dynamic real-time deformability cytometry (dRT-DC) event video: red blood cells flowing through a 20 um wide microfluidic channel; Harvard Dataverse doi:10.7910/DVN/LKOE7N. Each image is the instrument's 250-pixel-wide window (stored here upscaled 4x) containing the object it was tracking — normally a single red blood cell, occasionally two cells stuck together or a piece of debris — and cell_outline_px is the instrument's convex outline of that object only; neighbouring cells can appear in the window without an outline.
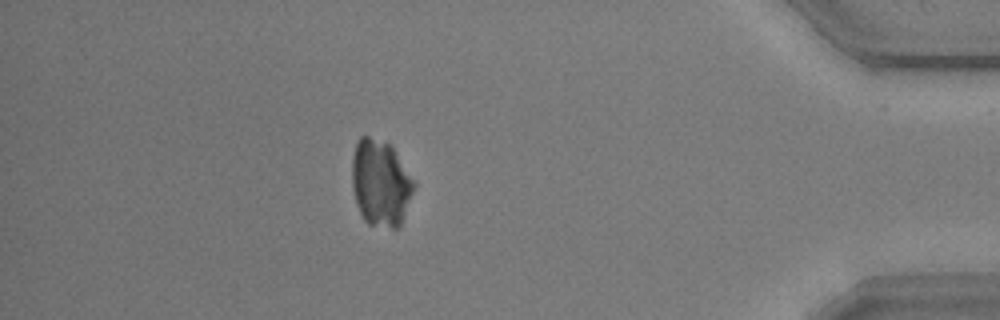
{"species": "common noctule bat (a hibernating species)", "species_latin": "Nyctalus noctula", "temperature_condition": "warm", "stored_images_in_passage": 55, "camera_frame_rate_fps": 3000, "um_per_image_px": 0.085, "animal": {"sex": "male", "body_mass_g": 20.5, "forearm_length_mm": 52.5}, "frame": {"image": 1, "passage_image": 48, "time_ms": 15.667, "image_size_px": [1000, 320], "cell_outline_px": [[416, 184], [400, 224], [396, 228], [392, 228], [368, 224], [364, 220], [356, 204], [352, 188], [352, 160], [356, 144], [360, 136], [368, 136], [388, 144], [392, 148]], "centroid_in_image_um": [32.32, 15.57], "position_along_channel_um": 402.9, "area_um2": 30.69}}